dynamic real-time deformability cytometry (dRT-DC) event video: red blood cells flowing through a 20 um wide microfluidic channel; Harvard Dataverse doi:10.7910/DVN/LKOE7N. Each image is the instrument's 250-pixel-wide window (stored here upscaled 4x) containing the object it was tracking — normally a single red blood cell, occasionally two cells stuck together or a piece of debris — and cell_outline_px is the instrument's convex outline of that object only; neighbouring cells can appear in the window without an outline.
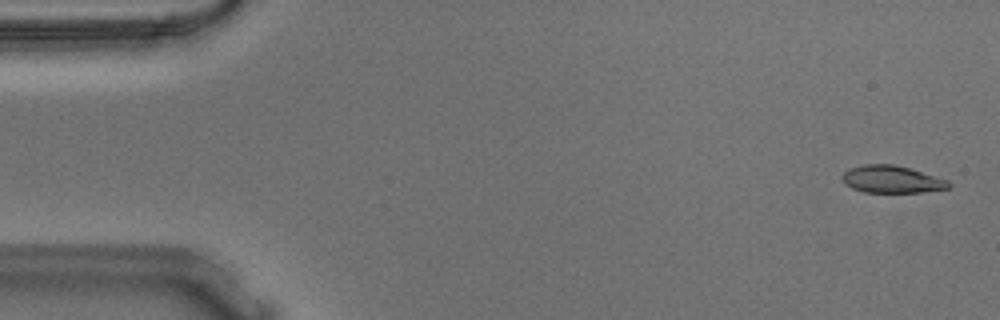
{"species": "Egyptian fruit bat (a non-hibernating species)", "species_latin": "Rousettus aegyptiacus", "temperature_condition": "warm", "stored_images_in_passage": 6, "camera_frame_rate_fps": 3000, "um_per_image_px": 0.085, "animal": {"sex": "male"}, "frame": {"image": 1, "passage_image": 2, "time_ms": 0.333, "image_size_px": [1000, 320], "cell_outline_px": [[952, 184], [948, 188], [920, 192], [864, 192], [852, 188], [844, 184], [840, 176], [848, 168], [864, 164], [892, 164], [908, 168], [948, 180]], "centroid_in_image_um": [75.74, 15.24], "position_along_channel_um": 9.3, "area_um2": 16.88}}